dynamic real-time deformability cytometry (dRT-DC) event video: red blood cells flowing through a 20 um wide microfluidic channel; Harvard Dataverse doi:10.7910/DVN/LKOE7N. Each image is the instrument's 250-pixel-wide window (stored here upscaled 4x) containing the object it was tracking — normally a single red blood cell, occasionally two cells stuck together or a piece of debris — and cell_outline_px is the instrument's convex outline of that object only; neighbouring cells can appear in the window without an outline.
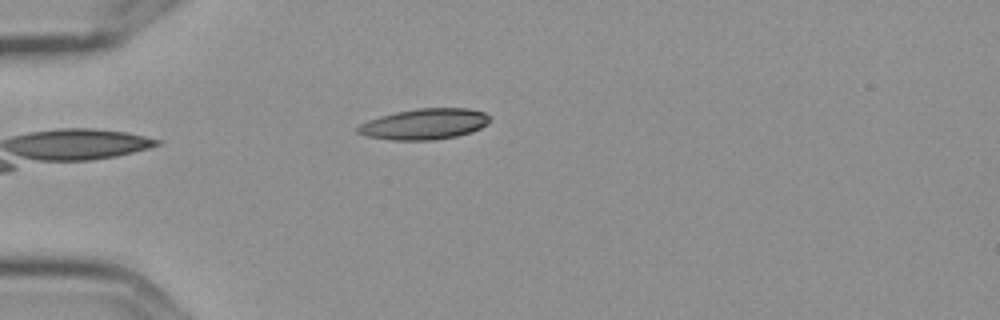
{"species": "Egyptian fruit bat (a non-hibernating species)", "species_latin": "Rousettus aegyptiacus", "temperature_condition": "cold", "stored_images_in_passage": 3, "camera_frame_rate_fps": 3000, "um_per_image_px": 0.085, "frame": {"image": 1, "passage_image": 3, "time_ms": 0.667, "image_size_px": [1000, 320], "cell_outline_px": [[492, 120], [488, 124], [472, 132], [456, 136], [432, 140], [392, 140], [364, 136], [356, 132], [356, 128], [360, 124], [368, 120], [380, 116], [396, 112], [416, 108], [468, 108], [484, 112], [492, 116]], "centroid_in_image_um": [36.1, 10.54], "position_along_channel_um": 48.9, "area_um2": 23.99}}